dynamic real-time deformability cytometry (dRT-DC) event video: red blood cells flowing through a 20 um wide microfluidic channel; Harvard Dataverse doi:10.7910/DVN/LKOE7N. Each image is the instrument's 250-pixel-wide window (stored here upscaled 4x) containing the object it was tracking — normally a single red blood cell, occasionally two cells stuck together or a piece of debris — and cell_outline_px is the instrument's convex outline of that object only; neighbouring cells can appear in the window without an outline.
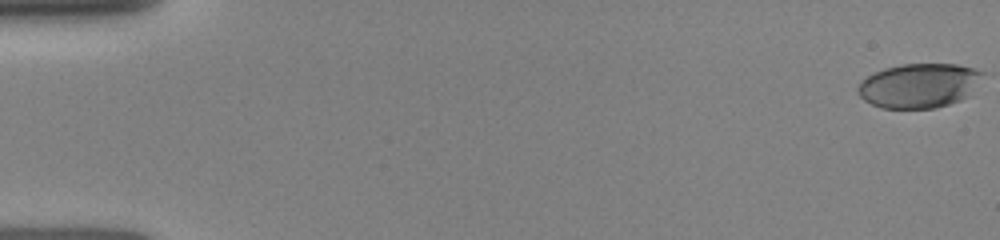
{"species": "human", "species_latin": "Homo sapiens", "temperature_condition": "room temperature", "stored_images_in_passage": 56, "camera_frame_rate_fps": 3000, "um_per_image_px": 0.085, "donor": {"sex": "female"}, "frame": {"image": 1, "passage_image": 1, "time_ms": 0.0, "image_size_px": [1000, 240], "cell_outline_px": [[984, 72], [968, 96], [960, 100], [936, 108], [880, 108], [864, 100], [856, 92], [856, 88], [868, 76], [884, 68], [900, 64], [956, 64], [972, 68]], "centroid_in_image_um": [78.09, 7.28], "position_along_channel_um": 6.9, "area_um2": 32.02}}
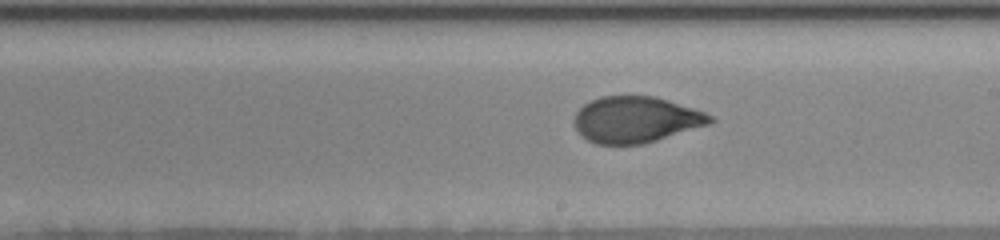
{"frame": {"image": 2, "passage_image": 34, "time_ms": 9.333, "image_size_px": [1000, 240], "cell_outline_px": [[716, 120], [712, 124], [656, 140], [640, 144], [596, 144], [580, 136], [576, 128], [576, 112], [584, 104], [600, 96], [656, 96], [704, 112], [712, 116]], "centroid_in_image_um": [54.07, 10.17], "position_along_channel_um": 234.9, "area_um2": 36.41}}
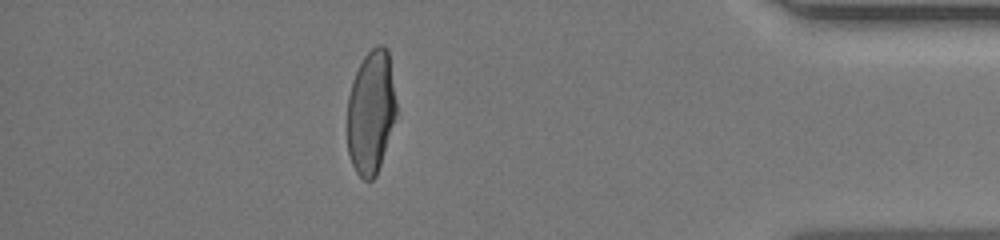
{"frame": {"image": 3, "passage_image": 51, "time_ms": 14.333, "image_size_px": [1000, 240], "cell_outline_px": [[396, 116], [376, 176], [372, 180], [364, 180], [356, 172], [352, 164], [348, 152], [348, 96], [356, 72], [364, 56], [376, 44], [384, 44], [388, 48], [396, 100]], "centroid_in_image_um": [31.54, 9.5], "position_along_channel_um": 403.7, "area_um2": 35.2}}